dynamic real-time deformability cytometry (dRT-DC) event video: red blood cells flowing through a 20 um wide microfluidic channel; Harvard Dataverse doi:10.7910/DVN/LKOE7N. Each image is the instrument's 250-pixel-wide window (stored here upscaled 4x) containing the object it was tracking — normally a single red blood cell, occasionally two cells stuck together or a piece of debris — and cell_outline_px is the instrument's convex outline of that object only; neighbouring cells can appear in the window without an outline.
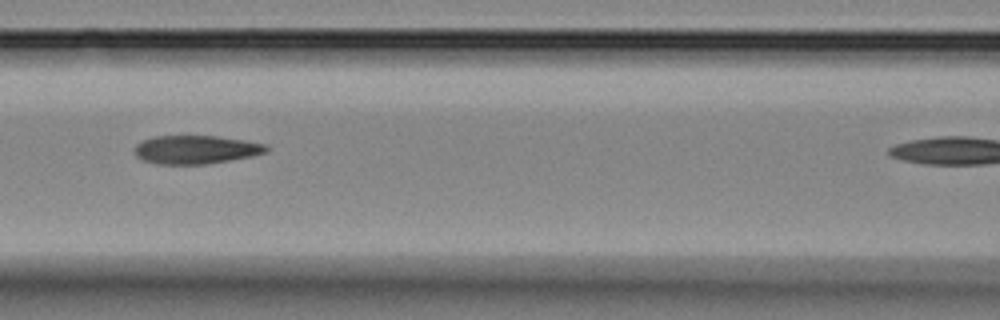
{"species": "Egyptian fruit bat (a non-hibernating species)", "species_latin": "Rousettus aegyptiacus", "temperature_condition": "room temperature", "stored_images_in_passage": 4, "camera_frame_rate_fps": 3000, "um_per_image_px": 0.085, "animal": {"sex": "female"}, "frame": {"image": 1, "passage_image": 3, "time_ms": 2.333, "image_size_px": [1000, 320], "cell_outline_px": [[268, 152], [252, 156], [204, 164], [156, 164], [144, 160], [136, 156], [136, 144], [140, 140], [156, 136], [216, 136], [244, 140], [268, 144]], "centroid_in_image_um": [16.66, 12.71], "position_along_channel_um": 149.9, "area_um2": 21.79}}